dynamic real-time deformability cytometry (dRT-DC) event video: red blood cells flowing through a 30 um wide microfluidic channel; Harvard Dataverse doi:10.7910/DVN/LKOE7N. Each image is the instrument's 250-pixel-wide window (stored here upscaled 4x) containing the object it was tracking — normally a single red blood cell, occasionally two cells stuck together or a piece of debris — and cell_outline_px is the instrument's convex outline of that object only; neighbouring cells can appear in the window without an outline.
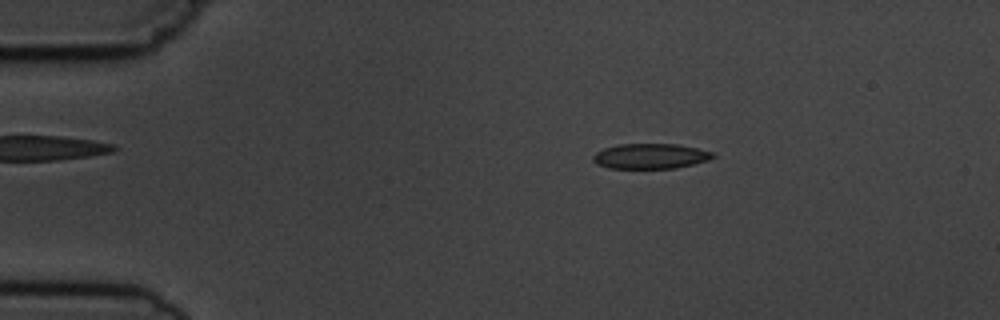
{"species": "common noctule bat (a hibernating species)", "species_latin": "Nyctalus noctula", "temperature_condition": "cold", "stored_images_in_passage": 5, "camera_frame_rate_fps": 3000, "um_per_image_px": 0.085, "animal": {"sex": "male", "body_mass_g": 19.5, "forearm_length_mm": 54.6}, "frame": {"image": 1, "passage_image": 2, "time_ms": 1.333, "image_size_px": [1000, 320], "cell_outline_px": [[716, 156], [708, 160], [676, 168], [608, 168], [596, 164], [592, 160], [592, 156], [596, 152], [604, 148], [620, 144], [676, 144], [696, 148], [712, 152]], "centroid_in_image_um": [55.25, 13.27], "position_along_channel_um": 29.8, "area_um2": 17.51}}
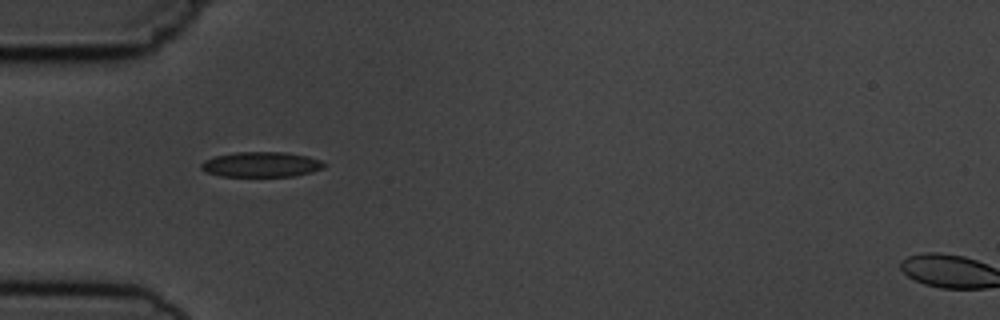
{"frame": {"image": 2, "passage_image": 4, "time_ms": 3.667, "image_size_px": [1000, 320], "cell_outline_px": [[328, 164], [324, 168], [312, 172], [296, 176], [220, 176], [204, 172], [200, 168], [200, 164], [204, 160], [216, 156], [236, 152], [284, 152], [308, 156], [320, 160]], "centroid_in_image_um": [22.22, 13.98], "position_along_channel_um": 62.8, "area_um2": 18.21}}
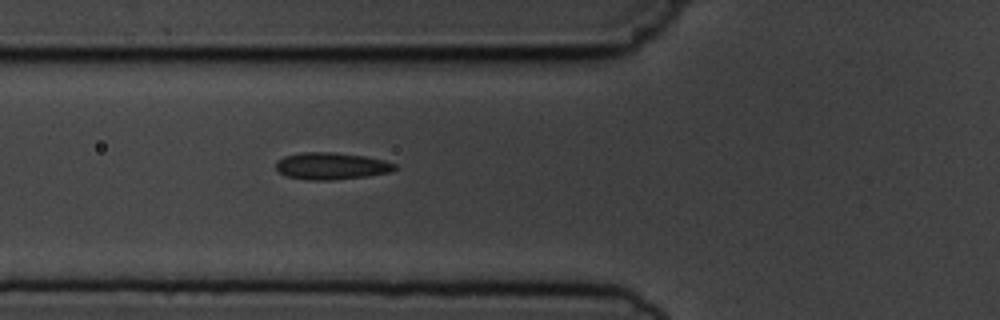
{"frame": {"image": 3, "passage_image": 5, "time_ms": 4.667, "image_size_px": [1000, 320], "cell_outline_px": [[396, 168], [392, 172], [368, 176], [332, 180], [308, 180], [284, 176], [276, 168], [276, 160], [284, 156], [300, 152], [336, 152], [364, 156], [384, 160], [396, 164]], "centroid_in_image_um": [28.15, 14.11], "position_along_channel_um": 97.7, "area_um2": 18.9}}